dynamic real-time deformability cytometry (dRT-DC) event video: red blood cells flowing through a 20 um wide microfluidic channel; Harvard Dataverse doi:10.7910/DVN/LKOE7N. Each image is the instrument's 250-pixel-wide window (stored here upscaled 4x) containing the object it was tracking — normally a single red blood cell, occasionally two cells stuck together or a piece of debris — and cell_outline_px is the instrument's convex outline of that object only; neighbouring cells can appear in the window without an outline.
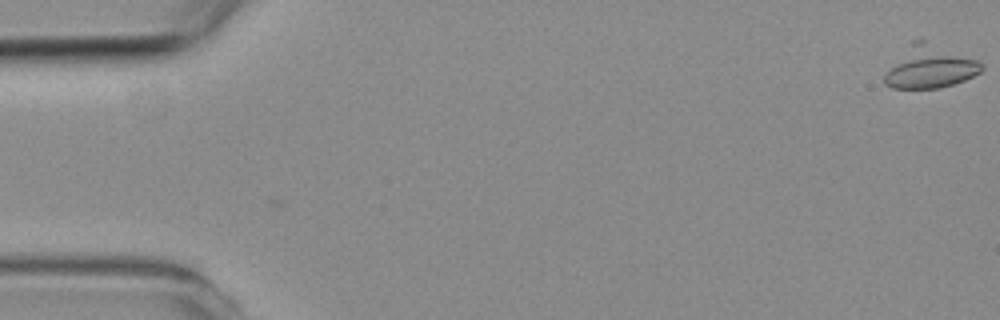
{"species": "common noctule bat (a hibernating species)", "species_latin": "Nyctalus noctula", "temperature_condition": "room temperature", "stored_images_in_passage": 2, "camera_frame_rate_fps": 3000, "um_per_image_px": 0.085, "animal": {"sex": "female", "body_mass_g": 19.3, "forearm_length_mm": 54.1}, "frame": {"image": 1, "passage_image": 2, "time_ms": 1.0, "image_size_px": [1000, 320], "cell_outline_px": [[984, 68], [980, 72], [964, 80], [940, 88], [892, 88], [884, 84], [884, 76], [908, 40], [924, 40], [976, 60], [984, 64]], "centroid_in_image_um": [79.0, 5.69], "position_along_channel_um": 6.0, "area_um2": 23.81}}